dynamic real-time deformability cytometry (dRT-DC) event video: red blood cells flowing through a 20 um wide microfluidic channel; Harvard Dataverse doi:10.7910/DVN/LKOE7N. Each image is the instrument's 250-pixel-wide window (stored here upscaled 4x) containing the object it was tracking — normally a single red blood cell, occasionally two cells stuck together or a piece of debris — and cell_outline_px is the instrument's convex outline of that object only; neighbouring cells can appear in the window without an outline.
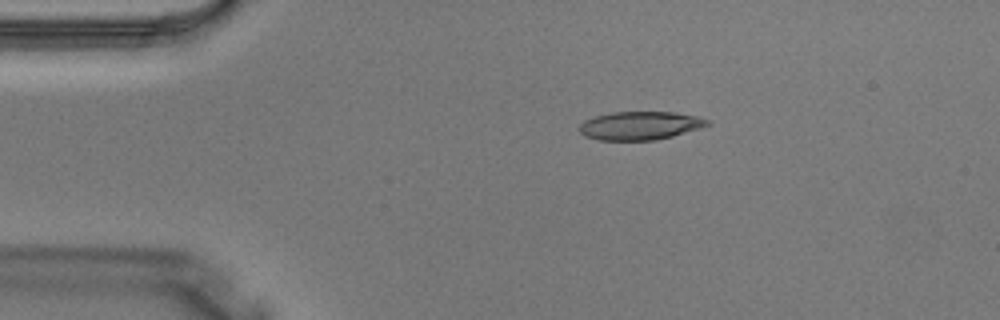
{"species": "Egyptian fruit bat (a non-hibernating species)", "species_latin": "Rousettus aegyptiacus", "temperature_condition": "warm", "stored_images_in_passage": 3, "camera_frame_rate_fps": 3000, "um_per_image_px": 0.085, "animal": {"sex": "male"}, "frame": {"image": 1, "passage_image": 2, "time_ms": 0.333, "image_size_px": [1000, 320], "cell_outline_px": [[708, 124], [700, 128], [672, 136], [656, 140], [600, 140], [584, 136], [580, 132], [580, 124], [584, 120], [596, 116], [612, 112], [676, 112], [696, 116], [708, 120]], "centroid_in_image_um": [54.38, 10.68], "position_along_channel_um": 30.6, "area_um2": 20.98}}